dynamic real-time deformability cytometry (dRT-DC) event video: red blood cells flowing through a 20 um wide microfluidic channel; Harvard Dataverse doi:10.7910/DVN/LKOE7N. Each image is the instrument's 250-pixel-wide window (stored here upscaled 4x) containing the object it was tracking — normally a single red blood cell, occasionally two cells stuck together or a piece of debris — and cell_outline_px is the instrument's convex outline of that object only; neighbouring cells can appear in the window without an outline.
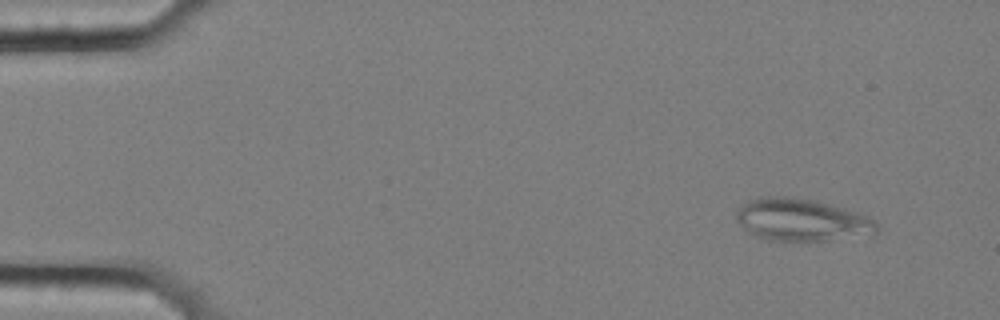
{"species": "common noctule bat (a hibernating species)", "species_latin": "Nyctalus noctula", "temperature_condition": "cold", "stored_images_in_passage": 56, "segment_of_instrument_passage": [1, 2], "camera_frame_rate_fps": 3000, "um_per_image_px": 0.085, "animal": {"sex": "female", "body_mass_g": 25.1}, "frame": {"image": 1, "passage_image": 3, "time_ms": 0.667, "image_size_px": [1000, 320], "cell_outline_px": [[876, 232], [872, 236], [828, 240], [764, 240], [748, 232], [736, 220], [736, 208], [748, 200], [760, 196], [792, 196], [816, 200], [860, 212], [872, 216], [876, 224]], "centroid_in_image_um": [68.16, 18.67], "position_along_channel_um": 16.8, "area_um2": 35.37}}